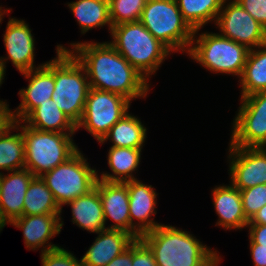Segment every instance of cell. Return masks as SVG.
I'll return each instance as SVG.
<instances>
[{
  "instance_id": "obj_35",
  "label": "cell",
  "mask_w": 266,
  "mask_h": 266,
  "mask_svg": "<svg viewBox=\"0 0 266 266\" xmlns=\"http://www.w3.org/2000/svg\"><path fill=\"white\" fill-rule=\"evenodd\" d=\"M250 243H256L266 246V225L263 224H248Z\"/></svg>"
},
{
  "instance_id": "obj_29",
  "label": "cell",
  "mask_w": 266,
  "mask_h": 266,
  "mask_svg": "<svg viewBox=\"0 0 266 266\" xmlns=\"http://www.w3.org/2000/svg\"><path fill=\"white\" fill-rule=\"evenodd\" d=\"M14 122L0 133V170L16 171L25 168V143L22 131L11 135Z\"/></svg>"
},
{
  "instance_id": "obj_16",
  "label": "cell",
  "mask_w": 266,
  "mask_h": 266,
  "mask_svg": "<svg viewBox=\"0 0 266 266\" xmlns=\"http://www.w3.org/2000/svg\"><path fill=\"white\" fill-rule=\"evenodd\" d=\"M60 215L61 214L23 215L14 219L10 225L23 230L26 248L29 250H36L43 247L41 253H44L60 247L55 244H48L53 236L61 232L64 223L61 221Z\"/></svg>"
},
{
  "instance_id": "obj_21",
  "label": "cell",
  "mask_w": 266,
  "mask_h": 266,
  "mask_svg": "<svg viewBox=\"0 0 266 266\" xmlns=\"http://www.w3.org/2000/svg\"><path fill=\"white\" fill-rule=\"evenodd\" d=\"M67 204L72 209L73 224L92 233L106 229L103 205L96 187Z\"/></svg>"
},
{
  "instance_id": "obj_43",
  "label": "cell",
  "mask_w": 266,
  "mask_h": 266,
  "mask_svg": "<svg viewBox=\"0 0 266 266\" xmlns=\"http://www.w3.org/2000/svg\"><path fill=\"white\" fill-rule=\"evenodd\" d=\"M1 174L2 172H0V183H1ZM0 198H1V184H0Z\"/></svg>"
},
{
  "instance_id": "obj_30",
  "label": "cell",
  "mask_w": 266,
  "mask_h": 266,
  "mask_svg": "<svg viewBox=\"0 0 266 266\" xmlns=\"http://www.w3.org/2000/svg\"><path fill=\"white\" fill-rule=\"evenodd\" d=\"M112 26L140 20L147 0H108Z\"/></svg>"
},
{
  "instance_id": "obj_20",
  "label": "cell",
  "mask_w": 266,
  "mask_h": 266,
  "mask_svg": "<svg viewBox=\"0 0 266 266\" xmlns=\"http://www.w3.org/2000/svg\"><path fill=\"white\" fill-rule=\"evenodd\" d=\"M213 204L219 219L217 225L225 229H242L248 225L240 190L231 183L213 188Z\"/></svg>"
},
{
  "instance_id": "obj_12",
  "label": "cell",
  "mask_w": 266,
  "mask_h": 266,
  "mask_svg": "<svg viewBox=\"0 0 266 266\" xmlns=\"http://www.w3.org/2000/svg\"><path fill=\"white\" fill-rule=\"evenodd\" d=\"M229 144L231 184L239 190L266 184V147H238Z\"/></svg>"
},
{
  "instance_id": "obj_42",
  "label": "cell",
  "mask_w": 266,
  "mask_h": 266,
  "mask_svg": "<svg viewBox=\"0 0 266 266\" xmlns=\"http://www.w3.org/2000/svg\"><path fill=\"white\" fill-rule=\"evenodd\" d=\"M7 224L1 219L0 217V231L6 226Z\"/></svg>"
},
{
  "instance_id": "obj_3",
  "label": "cell",
  "mask_w": 266,
  "mask_h": 266,
  "mask_svg": "<svg viewBox=\"0 0 266 266\" xmlns=\"http://www.w3.org/2000/svg\"><path fill=\"white\" fill-rule=\"evenodd\" d=\"M109 42L147 80L172 52L140 21L112 26Z\"/></svg>"
},
{
  "instance_id": "obj_37",
  "label": "cell",
  "mask_w": 266,
  "mask_h": 266,
  "mask_svg": "<svg viewBox=\"0 0 266 266\" xmlns=\"http://www.w3.org/2000/svg\"><path fill=\"white\" fill-rule=\"evenodd\" d=\"M13 123L12 111L9 104L0 102V133Z\"/></svg>"
},
{
  "instance_id": "obj_6",
  "label": "cell",
  "mask_w": 266,
  "mask_h": 266,
  "mask_svg": "<svg viewBox=\"0 0 266 266\" xmlns=\"http://www.w3.org/2000/svg\"><path fill=\"white\" fill-rule=\"evenodd\" d=\"M139 21L172 52H188L194 30L183 19L176 0H147Z\"/></svg>"
},
{
  "instance_id": "obj_33",
  "label": "cell",
  "mask_w": 266,
  "mask_h": 266,
  "mask_svg": "<svg viewBox=\"0 0 266 266\" xmlns=\"http://www.w3.org/2000/svg\"><path fill=\"white\" fill-rule=\"evenodd\" d=\"M132 266H157L152 250L141 238L132 242Z\"/></svg>"
},
{
  "instance_id": "obj_28",
  "label": "cell",
  "mask_w": 266,
  "mask_h": 266,
  "mask_svg": "<svg viewBox=\"0 0 266 266\" xmlns=\"http://www.w3.org/2000/svg\"><path fill=\"white\" fill-rule=\"evenodd\" d=\"M183 19L198 33L208 21L216 22L224 0H176Z\"/></svg>"
},
{
  "instance_id": "obj_24",
  "label": "cell",
  "mask_w": 266,
  "mask_h": 266,
  "mask_svg": "<svg viewBox=\"0 0 266 266\" xmlns=\"http://www.w3.org/2000/svg\"><path fill=\"white\" fill-rule=\"evenodd\" d=\"M146 131L147 129L138 117L136 118L127 113L109 129L108 133L100 141V144L110 139L113 143L111 147L142 149L147 137Z\"/></svg>"
},
{
  "instance_id": "obj_5",
  "label": "cell",
  "mask_w": 266,
  "mask_h": 266,
  "mask_svg": "<svg viewBox=\"0 0 266 266\" xmlns=\"http://www.w3.org/2000/svg\"><path fill=\"white\" fill-rule=\"evenodd\" d=\"M55 87L51 99L77 126L80 122L90 84L84 66L69 50H56Z\"/></svg>"
},
{
  "instance_id": "obj_1",
  "label": "cell",
  "mask_w": 266,
  "mask_h": 266,
  "mask_svg": "<svg viewBox=\"0 0 266 266\" xmlns=\"http://www.w3.org/2000/svg\"><path fill=\"white\" fill-rule=\"evenodd\" d=\"M70 45L72 50L62 45L56 50H69L77 58L86 70L90 88L116 93L129 101L147 96L148 80L109 42Z\"/></svg>"
},
{
  "instance_id": "obj_18",
  "label": "cell",
  "mask_w": 266,
  "mask_h": 266,
  "mask_svg": "<svg viewBox=\"0 0 266 266\" xmlns=\"http://www.w3.org/2000/svg\"><path fill=\"white\" fill-rule=\"evenodd\" d=\"M1 174L0 217L7 224L23 216L25 194L35 177L28 169Z\"/></svg>"
},
{
  "instance_id": "obj_9",
  "label": "cell",
  "mask_w": 266,
  "mask_h": 266,
  "mask_svg": "<svg viewBox=\"0 0 266 266\" xmlns=\"http://www.w3.org/2000/svg\"><path fill=\"white\" fill-rule=\"evenodd\" d=\"M130 103L119 94L90 88L76 130L83 127L100 142L109 129L128 113Z\"/></svg>"
},
{
  "instance_id": "obj_40",
  "label": "cell",
  "mask_w": 266,
  "mask_h": 266,
  "mask_svg": "<svg viewBox=\"0 0 266 266\" xmlns=\"http://www.w3.org/2000/svg\"><path fill=\"white\" fill-rule=\"evenodd\" d=\"M4 75H5V70L4 68L2 67V65L0 64V86L4 80ZM0 102H4V101H1Z\"/></svg>"
},
{
  "instance_id": "obj_13",
  "label": "cell",
  "mask_w": 266,
  "mask_h": 266,
  "mask_svg": "<svg viewBox=\"0 0 266 266\" xmlns=\"http://www.w3.org/2000/svg\"><path fill=\"white\" fill-rule=\"evenodd\" d=\"M21 74L30 80L27 88L19 91L21 103L12 111L13 121H22L40 103L51 99L55 87V58Z\"/></svg>"
},
{
  "instance_id": "obj_4",
  "label": "cell",
  "mask_w": 266,
  "mask_h": 266,
  "mask_svg": "<svg viewBox=\"0 0 266 266\" xmlns=\"http://www.w3.org/2000/svg\"><path fill=\"white\" fill-rule=\"evenodd\" d=\"M13 122L14 129H21L24 138L25 168L35 177L51 171L79 150L73 142L74 133L41 131L21 125V121Z\"/></svg>"
},
{
  "instance_id": "obj_7",
  "label": "cell",
  "mask_w": 266,
  "mask_h": 266,
  "mask_svg": "<svg viewBox=\"0 0 266 266\" xmlns=\"http://www.w3.org/2000/svg\"><path fill=\"white\" fill-rule=\"evenodd\" d=\"M195 35L196 31L187 52L190 58L209 71L237 75L240 78L250 51L247 47L219 33L205 32L198 39Z\"/></svg>"
},
{
  "instance_id": "obj_8",
  "label": "cell",
  "mask_w": 266,
  "mask_h": 266,
  "mask_svg": "<svg viewBox=\"0 0 266 266\" xmlns=\"http://www.w3.org/2000/svg\"><path fill=\"white\" fill-rule=\"evenodd\" d=\"M62 209L63 205L89 193L96 186L98 174L89 166L81 151L40 176Z\"/></svg>"
},
{
  "instance_id": "obj_41",
  "label": "cell",
  "mask_w": 266,
  "mask_h": 266,
  "mask_svg": "<svg viewBox=\"0 0 266 266\" xmlns=\"http://www.w3.org/2000/svg\"><path fill=\"white\" fill-rule=\"evenodd\" d=\"M8 11L10 12L11 9L10 10L9 9L2 10V7L0 6V24H1L2 20H3V15L6 14V12H8Z\"/></svg>"
},
{
  "instance_id": "obj_36",
  "label": "cell",
  "mask_w": 266,
  "mask_h": 266,
  "mask_svg": "<svg viewBox=\"0 0 266 266\" xmlns=\"http://www.w3.org/2000/svg\"><path fill=\"white\" fill-rule=\"evenodd\" d=\"M250 250L254 266H266V246L250 243Z\"/></svg>"
},
{
  "instance_id": "obj_15",
  "label": "cell",
  "mask_w": 266,
  "mask_h": 266,
  "mask_svg": "<svg viewBox=\"0 0 266 266\" xmlns=\"http://www.w3.org/2000/svg\"><path fill=\"white\" fill-rule=\"evenodd\" d=\"M129 193L130 234L138 239L144 233L154 230L160 223L154 222L152 215L156 214L157 193L152 185H145L134 179L125 182ZM134 218L137 223H134Z\"/></svg>"
},
{
  "instance_id": "obj_27",
  "label": "cell",
  "mask_w": 266,
  "mask_h": 266,
  "mask_svg": "<svg viewBox=\"0 0 266 266\" xmlns=\"http://www.w3.org/2000/svg\"><path fill=\"white\" fill-rule=\"evenodd\" d=\"M62 209L57 204L53 193L41 177H34L26 191L23 215L61 214Z\"/></svg>"
},
{
  "instance_id": "obj_22",
  "label": "cell",
  "mask_w": 266,
  "mask_h": 266,
  "mask_svg": "<svg viewBox=\"0 0 266 266\" xmlns=\"http://www.w3.org/2000/svg\"><path fill=\"white\" fill-rule=\"evenodd\" d=\"M21 122L41 131L59 133H75L76 131V125L59 109L52 99L40 103Z\"/></svg>"
},
{
  "instance_id": "obj_11",
  "label": "cell",
  "mask_w": 266,
  "mask_h": 266,
  "mask_svg": "<svg viewBox=\"0 0 266 266\" xmlns=\"http://www.w3.org/2000/svg\"><path fill=\"white\" fill-rule=\"evenodd\" d=\"M226 1L224 0L215 22L220 35L244 45L249 50L265 45L266 29L235 0L229 3Z\"/></svg>"
},
{
  "instance_id": "obj_34",
  "label": "cell",
  "mask_w": 266,
  "mask_h": 266,
  "mask_svg": "<svg viewBox=\"0 0 266 266\" xmlns=\"http://www.w3.org/2000/svg\"><path fill=\"white\" fill-rule=\"evenodd\" d=\"M266 29V0H235Z\"/></svg>"
},
{
  "instance_id": "obj_10",
  "label": "cell",
  "mask_w": 266,
  "mask_h": 266,
  "mask_svg": "<svg viewBox=\"0 0 266 266\" xmlns=\"http://www.w3.org/2000/svg\"><path fill=\"white\" fill-rule=\"evenodd\" d=\"M241 102L230 143L238 147H266V91L241 97Z\"/></svg>"
},
{
  "instance_id": "obj_25",
  "label": "cell",
  "mask_w": 266,
  "mask_h": 266,
  "mask_svg": "<svg viewBox=\"0 0 266 266\" xmlns=\"http://www.w3.org/2000/svg\"><path fill=\"white\" fill-rule=\"evenodd\" d=\"M239 81L241 97L266 91V44L249 51Z\"/></svg>"
},
{
  "instance_id": "obj_39",
  "label": "cell",
  "mask_w": 266,
  "mask_h": 266,
  "mask_svg": "<svg viewBox=\"0 0 266 266\" xmlns=\"http://www.w3.org/2000/svg\"><path fill=\"white\" fill-rule=\"evenodd\" d=\"M248 224L266 225V205L255 213V215L249 220Z\"/></svg>"
},
{
  "instance_id": "obj_19",
  "label": "cell",
  "mask_w": 266,
  "mask_h": 266,
  "mask_svg": "<svg viewBox=\"0 0 266 266\" xmlns=\"http://www.w3.org/2000/svg\"><path fill=\"white\" fill-rule=\"evenodd\" d=\"M97 234L98 237L81 258L83 266H106L135 240L131 234L121 230L105 229Z\"/></svg>"
},
{
  "instance_id": "obj_38",
  "label": "cell",
  "mask_w": 266,
  "mask_h": 266,
  "mask_svg": "<svg viewBox=\"0 0 266 266\" xmlns=\"http://www.w3.org/2000/svg\"><path fill=\"white\" fill-rule=\"evenodd\" d=\"M106 266H132V243L122 254L116 256Z\"/></svg>"
},
{
  "instance_id": "obj_14",
  "label": "cell",
  "mask_w": 266,
  "mask_h": 266,
  "mask_svg": "<svg viewBox=\"0 0 266 266\" xmlns=\"http://www.w3.org/2000/svg\"><path fill=\"white\" fill-rule=\"evenodd\" d=\"M31 31L29 25L26 24L24 20L9 18L3 36L8 57L0 58V64L4 70L6 69L5 64L8 59L11 60L12 64L20 73L35 69V39L33 38Z\"/></svg>"
},
{
  "instance_id": "obj_31",
  "label": "cell",
  "mask_w": 266,
  "mask_h": 266,
  "mask_svg": "<svg viewBox=\"0 0 266 266\" xmlns=\"http://www.w3.org/2000/svg\"><path fill=\"white\" fill-rule=\"evenodd\" d=\"M245 216L250 220L255 213L266 205V184L240 190Z\"/></svg>"
},
{
  "instance_id": "obj_32",
  "label": "cell",
  "mask_w": 266,
  "mask_h": 266,
  "mask_svg": "<svg viewBox=\"0 0 266 266\" xmlns=\"http://www.w3.org/2000/svg\"><path fill=\"white\" fill-rule=\"evenodd\" d=\"M42 266H83L72 253L64 248H56L41 253Z\"/></svg>"
},
{
  "instance_id": "obj_17",
  "label": "cell",
  "mask_w": 266,
  "mask_h": 266,
  "mask_svg": "<svg viewBox=\"0 0 266 266\" xmlns=\"http://www.w3.org/2000/svg\"><path fill=\"white\" fill-rule=\"evenodd\" d=\"M95 187L98 189L102 201L105 224L108 219L115 222L106 229L121 230L130 234L127 184L98 179Z\"/></svg>"
},
{
  "instance_id": "obj_23",
  "label": "cell",
  "mask_w": 266,
  "mask_h": 266,
  "mask_svg": "<svg viewBox=\"0 0 266 266\" xmlns=\"http://www.w3.org/2000/svg\"><path fill=\"white\" fill-rule=\"evenodd\" d=\"M141 150L127 147H110L107 160L113 174L103 172L101 176H98V179L121 183L137 179L132 172L137 170L139 166Z\"/></svg>"
},
{
  "instance_id": "obj_2",
  "label": "cell",
  "mask_w": 266,
  "mask_h": 266,
  "mask_svg": "<svg viewBox=\"0 0 266 266\" xmlns=\"http://www.w3.org/2000/svg\"><path fill=\"white\" fill-rule=\"evenodd\" d=\"M140 238L149 246L157 266H218L216 251L174 226L161 224Z\"/></svg>"
},
{
  "instance_id": "obj_26",
  "label": "cell",
  "mask_w": 266,
  "mask_h": 266,
  "mask_svg": "<svg viewBox=\"0 0 266 266\" xmlns=\"http://www.w3.org/2000/svg\"><path fill=\"white\" fill-rule=\"evenodd\" d=\"M68 6L76 17L82 34L92 28L104 25L109 26L111 33L112 24L109 17L108 0H78L69 3Z\"/></svg>"
}]
</instances>
